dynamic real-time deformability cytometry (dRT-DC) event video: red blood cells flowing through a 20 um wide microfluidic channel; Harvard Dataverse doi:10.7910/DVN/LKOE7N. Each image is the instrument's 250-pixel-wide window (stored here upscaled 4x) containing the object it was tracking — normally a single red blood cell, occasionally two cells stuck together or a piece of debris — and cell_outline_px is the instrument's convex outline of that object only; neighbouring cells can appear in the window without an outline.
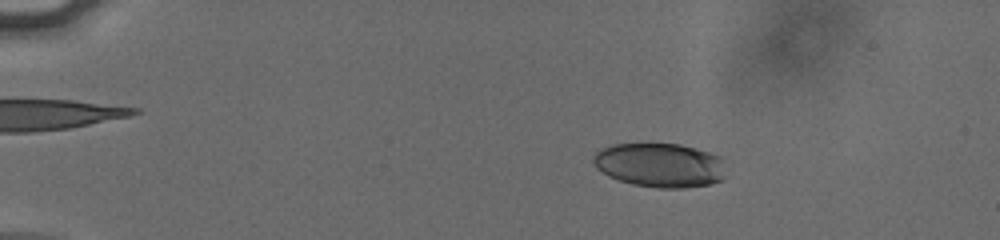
{"species": "human", "species_latin": "Homo sapiens", "temperature_condition": "cold", "stored_images_in_passage": 54, "camera_frame_rate_fps": 3000, "um_per_image_px": 0.085, "donor": {"sex": "male"}, "frame": {"image": 1, "passage_image": 9, "time_ms": 2.667, "image_size_px": [1000, 240], "cell_outline_px": [[724, 180], [708, 184], [684, 188], [660, 188], [632, 184], [608, 176], [596, 168], [592, 160], [596, 152], [612, 144], [680, 144], [708, 152], [720, 156], [724, 160]], "centroid_in_image_um": [56.11, 14.04], "position_along_channel_um": 28.9, "area_um2": 34.16}}
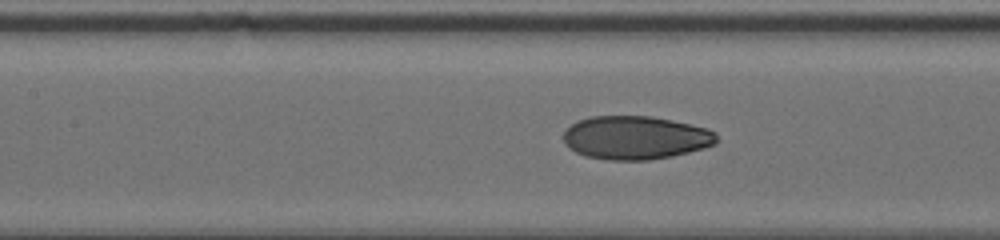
{"frame": {"image": 2, "passage_image": 26, "time_ms": 8.333, "image_size_px": [1000, 240], "cell_outline_px": [[716, 144], [704, 148], [672, 156], [648, 160], [608, 160], [584, 156], [568, 148], [564, 144], [564, 132], [572, 124], [588, 116], [652, 116], [672, 120], [708, 128], [716, 132]], "centroid_in_image_um": [54.01, 11.7], "position_along_channel_um": 153.4, "area_um2": 38.9}}
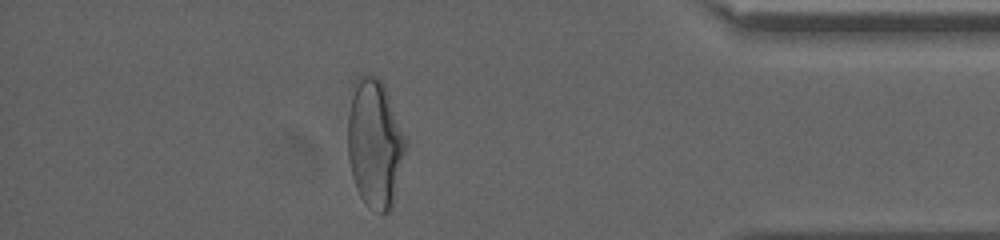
{"frame": {"image": 3, "passage_image": 48, "time_ms": 15.667, "image_size_px": [1000, 240], "cell_outline_px": [[408, 144], [392, 208], [388, 212], [380, 216], [364, 204], [356, 188], [352, 176], [348, 160], [348, 116], [352, 84], [356, 76], [376, 76], [384, 84], [408, 140]], "centroid_in_image_um": [31.87, 12.22], "position_along_channel_um": 403.3, "area_um2": 44.27}, "authors_computed_cell_mechanics": {"area_um2": 37.9168, "velocity_mm_per_s": 3.8253, "shape_relaxation_time_tau1_ms": 5.7359, "shape_relaxation_time_tau2_ms": 1.158, "deformation_change_tau1": 0.1859, "deformation_change_tau2": 0.0609}}